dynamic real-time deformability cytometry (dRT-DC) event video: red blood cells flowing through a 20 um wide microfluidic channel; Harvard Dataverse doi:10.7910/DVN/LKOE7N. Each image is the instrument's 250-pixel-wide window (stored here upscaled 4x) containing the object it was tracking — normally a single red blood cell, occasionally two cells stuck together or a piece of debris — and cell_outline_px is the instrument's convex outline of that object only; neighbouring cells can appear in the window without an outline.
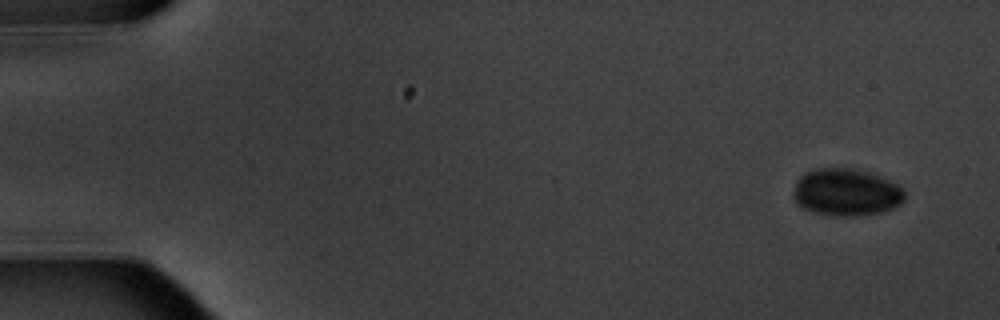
{"species": "common noctule bat (a hibernating species)", "species_latin": "Nyctalus noctula", "temperature_condition": "warm", "stored_images_in_passage": 5, "camera_frame_rate_fps": 3000, "um_per_image_px": 0.085, "animal": {"sex": "male", "body_mass_g": 20.1, "forearm_length_mm": 53.5}, "frame": {"image": 1, "passage_image": 1, "time_ms": 0.0, "image_size_px": [1000, 320], "cell_outline_px": [[904, 200], [900, 204], [892, 208], [880, 212], [856, 216], [844, 216], [816, 212], [804, 208], [796, 204], [792, 196], [792, 192], [800, 176], [804, 172], [816, 168], [848, 168], [868, 172], [880, 176], [896, 184], [904, 192]], "centroid_in_image_um": [71.89, 16.33], "position_along_channel_um": 13.1, "area_um2": 30.4}}
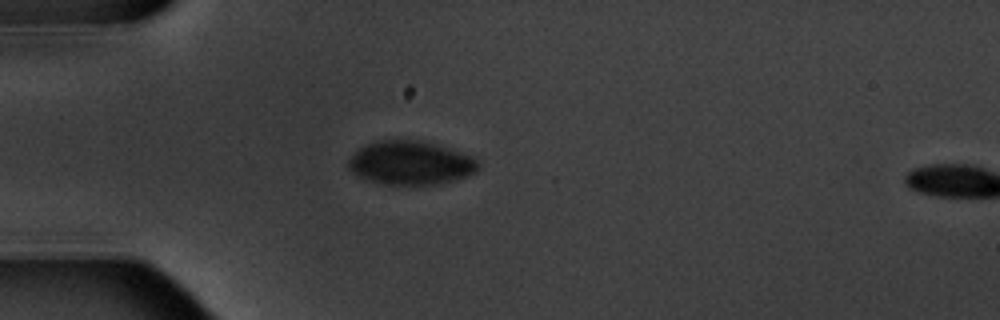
{"frame": {"image": 2, "passage_image": 4, "time_ms": 4.333, "image_size_px": [1000, 320], "cell_outline_px": [[480, 168], [476, 172], [452, 180], [436, 184], [380, 184], [360, 176], [352, 172], [348, 168], [348, 160], [364, 144], [376, 140], [420, 140], [472, 156], [480, 164]], "centroid_in_image_um": [34.87, 13.84], "position_along_channel_um": 50.1, "area_um2": 32.66}}